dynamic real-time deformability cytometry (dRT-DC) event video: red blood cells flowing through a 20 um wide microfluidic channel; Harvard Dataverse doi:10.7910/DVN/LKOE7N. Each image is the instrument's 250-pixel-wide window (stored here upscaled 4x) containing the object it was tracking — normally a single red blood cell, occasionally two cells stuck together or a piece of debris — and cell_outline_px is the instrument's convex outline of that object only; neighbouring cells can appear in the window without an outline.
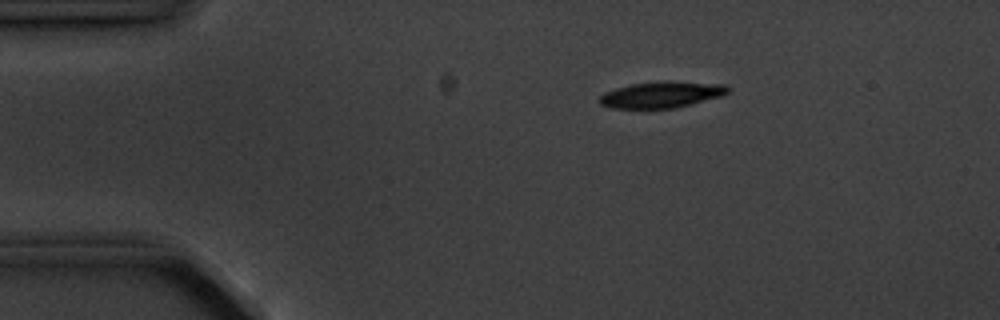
{"species": "common noctule bat (a hibernating species)", "species_latin": "Nyctalus noctula", "temperature_condition": "cold", "stored_images_in_passage": 6, "camera_frame_rate_fps": 3000, "um_per_image_px": 0.085, "animal": {"sex": "male", "body_mass_g": 20.1, "forearm_length_mm": 53.5}, "frame": {"image": 1, "passage_image": 3, "time_ms": 3.0, "image_size_px": [1000, 320], "cell_outline_px": [[728, 92], [724, 96], [676, 108], [612, 108], [600, 104], [596, 100], [604, 92], [616, 88], [632, 84], [728, 84]], "centroid_in_image_um": [56.18, 8.11], "position_along_channel_um": 28.8, "area_um2": 18.61}}
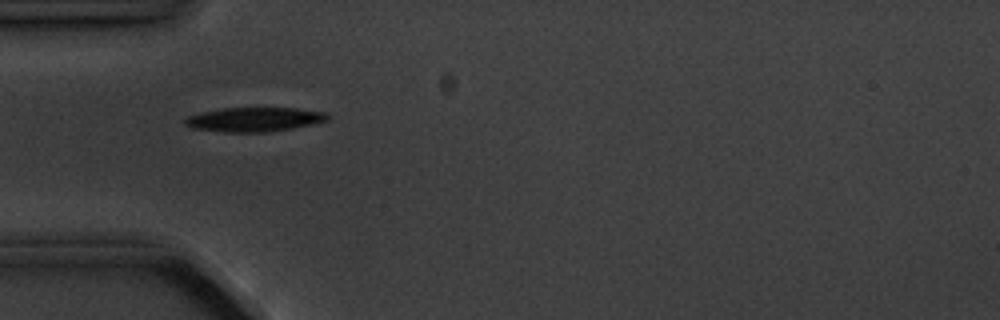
{"frame": {"image": 2, "passage_image": 5, "time_ms": 5.333, "image_size_px": [1000, 320], "cell_outline_px": [[328, 120], [316, 124], [268, 132], [224, 132], [192, 128], [184, 124], [184, 120], [188, 116], [200, 112], [224, 108], [296, 108], [324, 112], [328, 116]], "centroid_in_image_um": [21.61, 10.15], "position_along_channel_um": 63.4, "area_um2": 20.17}}
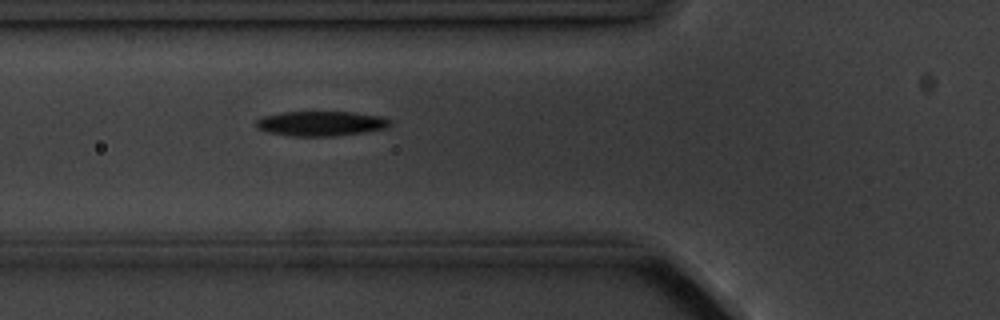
{"frame": {"image": 3, "passage_image": 6, "time_ms": 6.333, "image_size_px": [1000, 320], "cell_outline_px": [[392, 124], [384, 128], [364, 132], [332, 136], [292, 136], [268, 132], [256, 128], [256, 120], [264, 116], [280, 112], [352, 112], [380, 116], [392, 120]], "centroid_in_image_um": [27.27, 10.49], "position_along_channel_um": 98.5, "area_um2": 19.31}}